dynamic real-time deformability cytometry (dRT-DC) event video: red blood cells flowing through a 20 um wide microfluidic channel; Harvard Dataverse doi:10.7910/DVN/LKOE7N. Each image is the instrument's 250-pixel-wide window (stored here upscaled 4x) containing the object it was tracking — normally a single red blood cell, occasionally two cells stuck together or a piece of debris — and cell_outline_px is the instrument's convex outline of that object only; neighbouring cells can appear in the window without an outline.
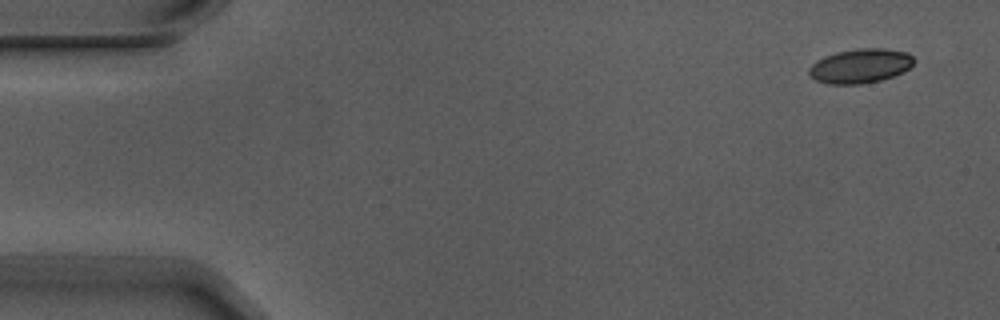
{"species": "Egyptian fruit bat (a non-hibernating species)", "species_latin": "Rousettus aegyptiacus", "temperature_condition": "warm", "stored_images_in_passage": 4, "camera_frame_rate_fps": 3000, "um_per_image_px": 0.085, "animal": {"sex": "male"}, "frame": {"image": 1, "passage_image": 1, "time_ms": 0.0, "image_size_px": [1000, 320], "cell_outline_px": [[916, 60], [904, 72], [880, 80], [860, 84], [828, 84], [816, 80], [808, 76], [808, 68], [816, 60], [824, 56], [836, 52], [860, 48], [884, 48], [908, 52]], "centroid_in_image_um": [73.1, 5.6], "position_along_channel_um": 11.9, "area_um2": 21.15}}
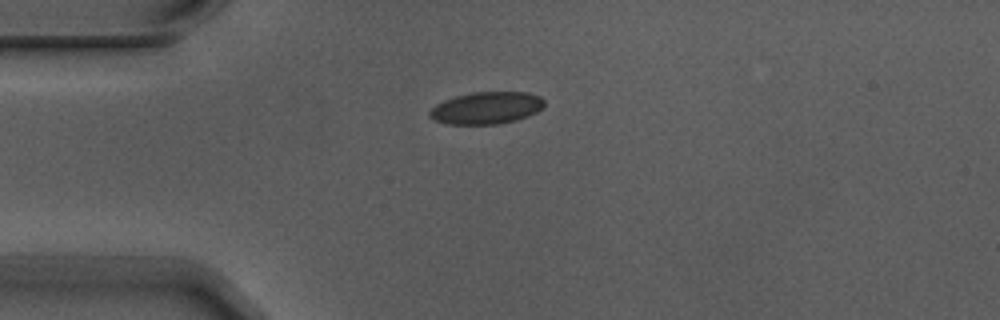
{"frame": {"image": 2, "passage_image": 4, "time_ms": 1.0, "image_size_px": [1000, 320], "cell_outline_px": [[544, 104], [536, 112], [528, 116], [516, 120], [500, 124], [448, 124], [432, 120], [428, 116], [428, 112], [436, 104], [444, 100], [456, 96], [472, 92], [528, 92], [540, 96], [544, 100]], "centroid_in_image_um": [41.32, 9.18], "position_along_channel_um": 43.7, "area_um2": 21.56}}